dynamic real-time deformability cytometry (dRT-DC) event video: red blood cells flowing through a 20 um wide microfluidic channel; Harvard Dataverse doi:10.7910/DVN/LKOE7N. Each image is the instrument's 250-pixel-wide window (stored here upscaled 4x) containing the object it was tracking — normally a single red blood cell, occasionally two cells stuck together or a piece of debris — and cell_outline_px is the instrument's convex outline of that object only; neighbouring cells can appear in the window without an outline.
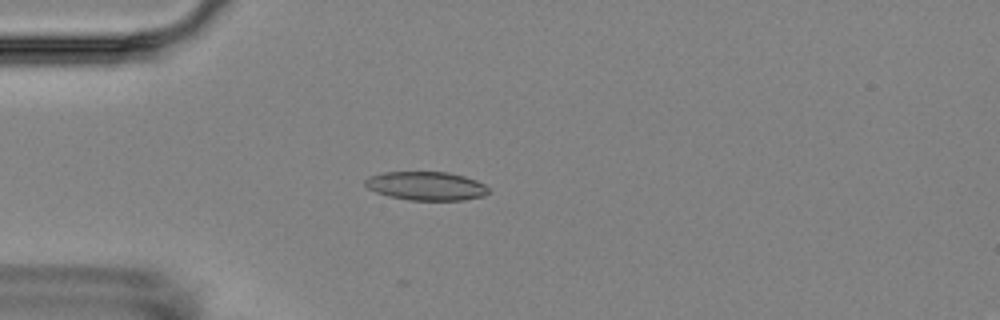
{"species": "Egyptian fruit bat (a non-hibernating species)", "species_latin": "Rousettus aegyptiacus", "temperature_condition": "room temperature", "stored_images_in_passage": 2, "camera_frame_rate_fps": 3000, "um_per_image_px": 0.085, "animal": {"sex": "female"}, "frame": {"image": 1, "passage_image": 2, "time_ms": 4.333, "image_size_px": [1000, 320], "cell_outline_px": [[488, 192], [484, 196], [464, 200], [408, 200], [388, 196], [376, 192], [368, 188], [364, 184], [364, 180], [368, 176], [384, 172], [448, 172], [464, 176], [476, 180], [484, 184], [488, 188]], "centroid_in_image_um": [36.21, 15.8], "position_along_channel_um": 48.8, "area_um2": 20.69}}